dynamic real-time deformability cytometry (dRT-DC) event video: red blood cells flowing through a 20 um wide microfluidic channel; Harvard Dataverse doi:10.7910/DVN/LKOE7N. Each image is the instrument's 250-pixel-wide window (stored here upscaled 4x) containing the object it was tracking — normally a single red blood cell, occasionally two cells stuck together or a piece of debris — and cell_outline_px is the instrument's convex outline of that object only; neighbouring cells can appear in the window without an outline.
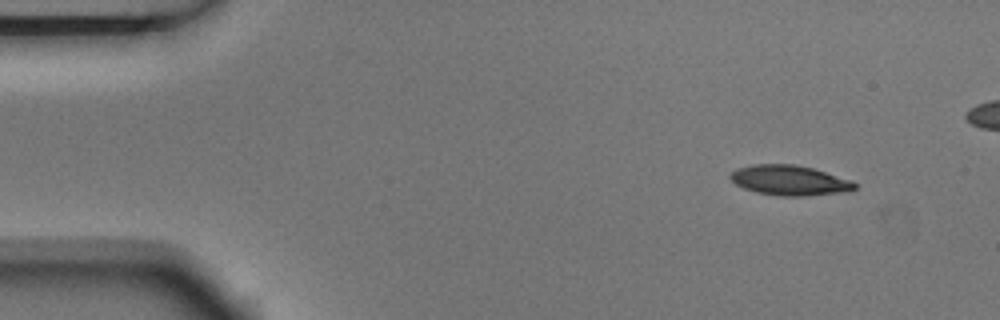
{"species": "Egyptian fruit bat (a non-hibernating species)", "species_latin": "Rousettus aegyptiacus", "temperature_condition": "room temperature", "stored_images_in_passage": 5, "camera_frame_rate_fps": 3000, "um_per_image_px": 0.085, "animal": {"sex": "male"}, "frame": {"image": 1, "passage_image": 1, "time_ms": 0.0, "image_size_px": [1000, 320], "cell_outline_px": [[856, 188], [852, 192], [804, 196], [780, 196], [756, 192], [744, 188], [736, 184], [728, 176], [736, 168], [752, 164], [796, 164], [812, 168], [852, 180], [856, 184]], "centroid_in_image_um": [67.14, 15.33], "position_along_channel_um": 17.9, "area_um2": 22.02}}
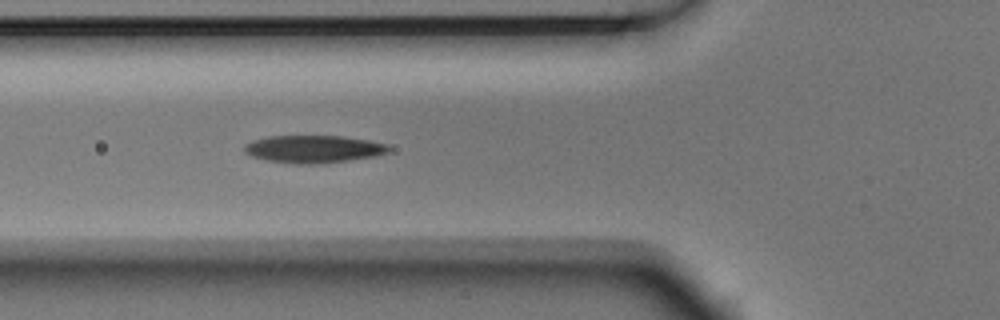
{"frame": {"image": 2, "passage_image": 5, "time_ms": 1.333, "image_size_px": [1000, 320], "cell_outline_px": [[392, 148], [388, 152], [376, 156], [348, 160], [312, 164], [300, 164], [268, 160], [252, 156], [244, 152], [244, 144], [252, 140], [268, 136], [344, 136], [368, 140], [388, 144]], "centroid_in_image_um": [26.66, 12.66], "position_along_channel_um": 99.1, "area_um2": 23.12}}